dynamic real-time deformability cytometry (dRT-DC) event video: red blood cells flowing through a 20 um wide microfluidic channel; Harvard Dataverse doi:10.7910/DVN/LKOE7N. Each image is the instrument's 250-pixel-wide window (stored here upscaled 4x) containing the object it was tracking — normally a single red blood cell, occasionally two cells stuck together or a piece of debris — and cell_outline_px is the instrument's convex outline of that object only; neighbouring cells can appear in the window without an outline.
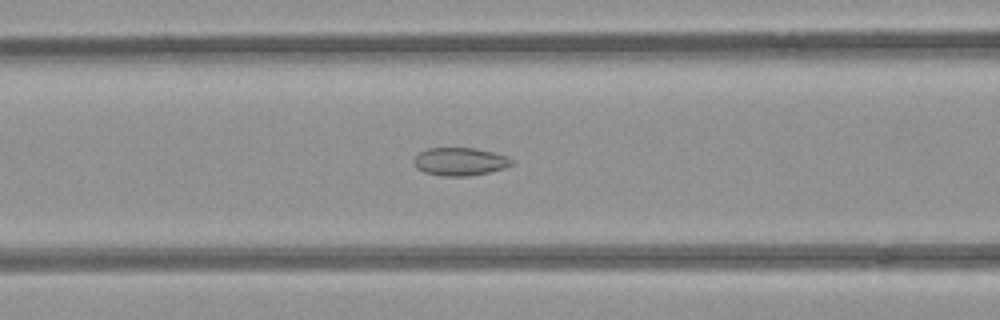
{"species": "common noctule bat (a hibernating species)", "species_latin": "Nyctalus noctula", "temperature_condition": "room temperature", "stored_images_in_passage": 42, "camera_frame_rate_fps": 3000, "um_per_image_px": 0.085, "animal": {"sex": "female", "body_mass_g": 21.9}, "frame": {"image": 1, "passage_image": 10, "time_ms": 3.0, "image_size_px": [1000, 320], "cell_outline_px": [[516, 160], [512, 164], [504, 168], [488, 172], [468, 176], [444, 176], [424, 172], [416, 168], [412, 160], [420, 152], [428, 148], [476, 148], [508, 156]], "centroid_in_image_um": [39.11, 13.73], "position_along_channel_um": 127.5, "area_um2": 16.01}}
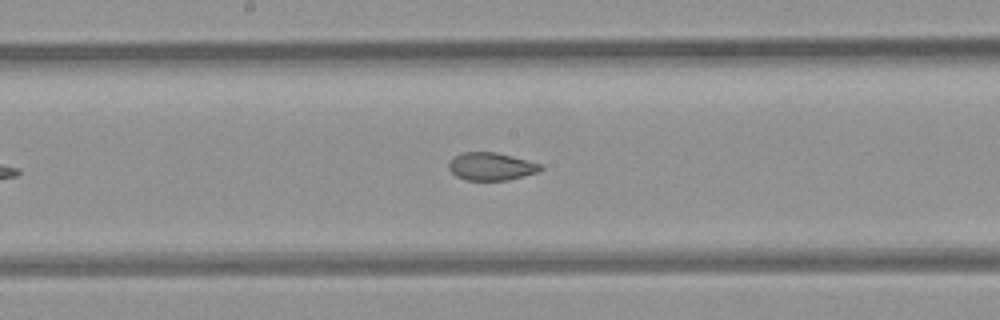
{"frame": {"image": 2, "passage_image": 16, "time_ms": 5.0, "image_size_px": [1000, 320], "cell_outline_px": [[544, 168], [540, 172], [508, 180], [464, 180], [456, 176], [448, 168], [448, 164], [452, 156], [464, 152], [496, 152], [544, 164]], "centroid_in_image_um": [41.78, 14.15], "position_along_channel_um": 206.4, "area_um2": 15.14}}
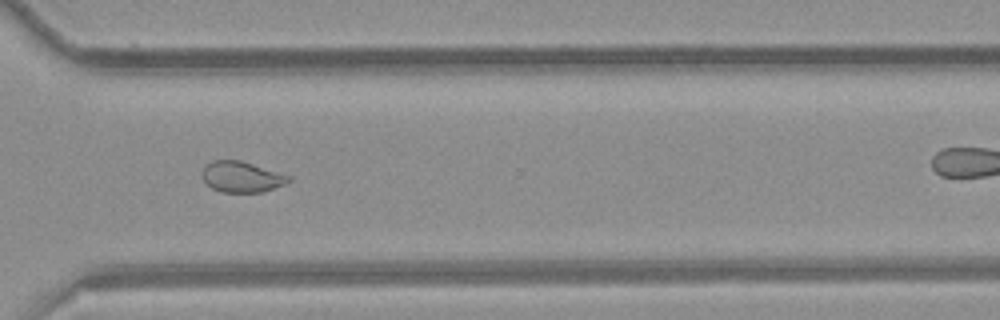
{"frame": {"image": 3, "passage_image": 27, "time_ms": 8.667, "image_size_px": [1000, 320], "cell_outline_px": [[292, 180], [284, 184], [264, 192], [220, 192], [212, 188], [200, 176], [200, 172], [212, 160], [240, 160], [292, 176]], "centroid_in_image_um": [20.54, 15.03], "position_along_channel_um": 350.1, "area_um2": 15.61}, "authors_computed_cell_mechanics": {"area_um2": 16.3574, "velocity_mm_per_s": 3.9304, "shape_relaxation_time_tau1_ms": null, "shape_relaxation_time_tau2_ms": 1.5008, "deformation_change_tau1": null, "deformation_change_tau2": 0.068}}